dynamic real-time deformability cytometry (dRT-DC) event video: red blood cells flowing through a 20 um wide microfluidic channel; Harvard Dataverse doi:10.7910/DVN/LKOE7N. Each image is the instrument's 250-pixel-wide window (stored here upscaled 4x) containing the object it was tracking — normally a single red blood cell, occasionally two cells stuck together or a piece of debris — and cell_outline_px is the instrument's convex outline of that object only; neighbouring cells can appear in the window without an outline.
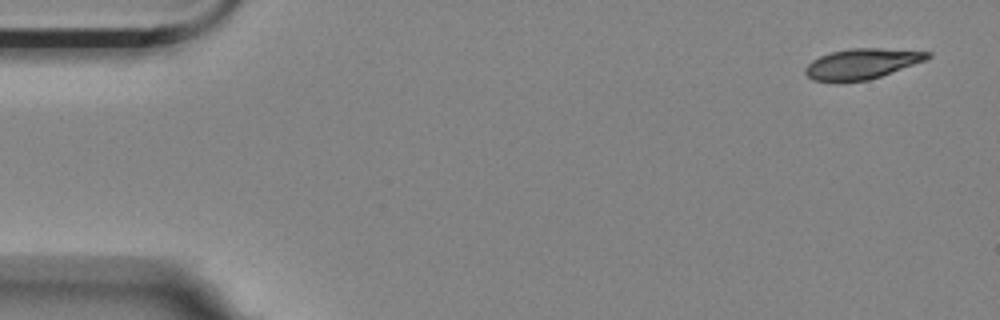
{"species": "Egyptian fruit bat (a non-hibernating species)", "species_latin": "Rousettus aegyptiacus", "temperature_condition": "room temperature", "stored_images_in_passage": 5, "camera_frame_rate_fps": 3000, "um_per_image_px": 0.085, "animal": {"sex": "female"}, "frame": {"image": 1, "passage_image": 1, "time_ms": 0.0, "image_size_px": [1000, 320], "cell_outline_px": [[932, 56], [924, 60], [880, 76], [868, 80], [812, 80], [804, 72], [804, 68], [812, 60], [820, 56], [832, 52], [852, 48], [880, 48], [932, 52]], "centroid_in_image_um": [73.25, 5.39], "position_along_channel_um": 11.7, "area_um2": 21.04}}